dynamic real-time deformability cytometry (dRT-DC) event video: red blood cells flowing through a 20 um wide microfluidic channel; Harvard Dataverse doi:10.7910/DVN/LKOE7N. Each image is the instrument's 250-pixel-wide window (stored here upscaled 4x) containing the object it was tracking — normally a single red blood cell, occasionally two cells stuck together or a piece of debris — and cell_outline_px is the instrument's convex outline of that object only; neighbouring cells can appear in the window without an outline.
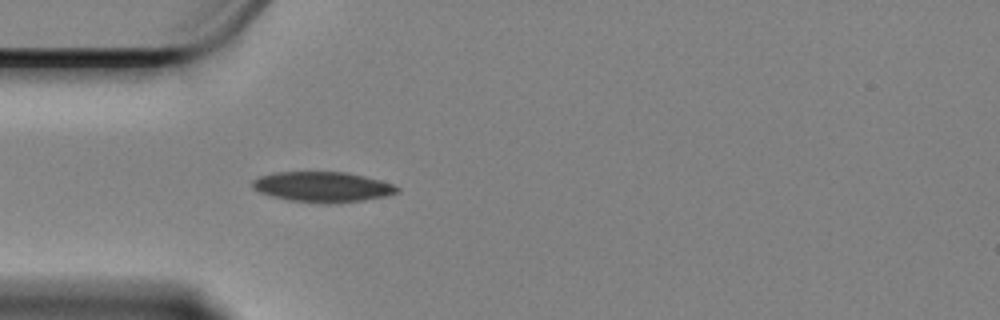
{"species": "Egyptian fruit bat (a non-hibernating species)", "species_latin": "Rousettus aegyptiacus", "temperature_condition": "cold", "stored_images_in_passage": 10, "camera_frame_rate_fps": 3000, "um_per_image_px": 0.085, "animal": {"sex": "female"}, "frame": {"image": 1, "passage_image": 6, "time_ms": 1.667, "image_size_px": [1000, 320], "cell_outline_px": [[400, 192], [384, 196], [364, 200], [328, 204], [324, 204], [288, 200], [272, 196], [260, 192], [252, 188], [252, 180], [260, 176], [276, 172], [344, 172], [364, 176], [380, 180], [392, 184], [400, 188]], "centroid_in_image_um": [27.41, 15.89], "position_along_channel_um": 57.6, "area_um2": 25.55}}
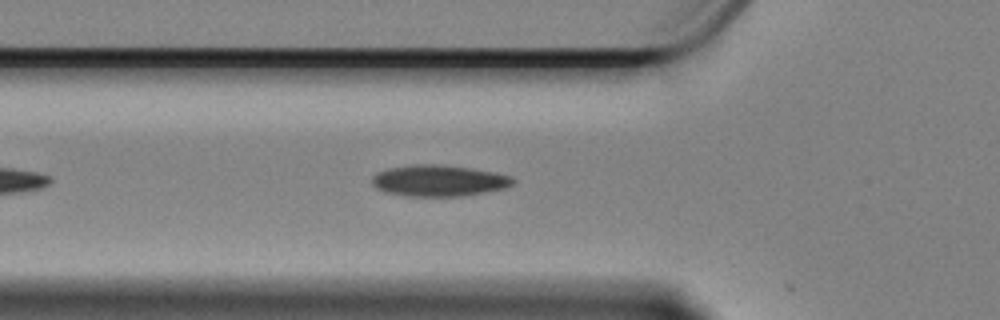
{"frame": {"image": 2, "passage_image": 9, "time_ms": 2.667, "image_size_px": [1000, 320], "cell_outline_px": [[516, 180], [512, 184], [504, 188], [464, 196], [404, 196], [384, 192], [376, 188], [372, 184], [372, 176], [380, 172], [392, 168], [412, 164], [436, 164], [472, 168], [492, 172], [508, 176]], "centroid_in_image_um": [37.27, 15.36], "position_along_channel_um": 88.5, "area_um2": 25.49}}